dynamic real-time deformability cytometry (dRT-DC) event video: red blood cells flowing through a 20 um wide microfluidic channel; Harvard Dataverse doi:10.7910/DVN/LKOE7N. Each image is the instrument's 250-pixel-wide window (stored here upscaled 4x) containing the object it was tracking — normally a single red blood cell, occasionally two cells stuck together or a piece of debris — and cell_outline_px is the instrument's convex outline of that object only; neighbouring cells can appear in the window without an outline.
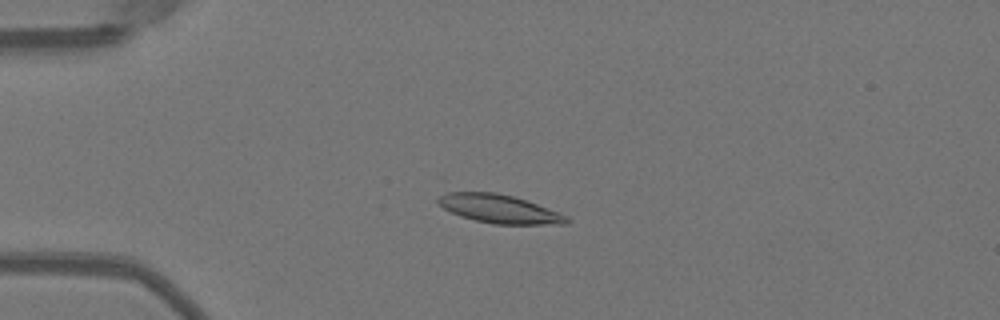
{"species": "Egyptian fruit bat (a non-hibernating species)", "species_latin": "Rousettus aegyptiacus", "temperature_condition": "warm", "stored_images_in_passage": 25, "camera_frame_rate_fps": 3000, "um_per_image_px": 0.085, "animal": {"sex": "female"}, "frame": {"image": 1, "passage_image": 14, "time_ms": 4.333, "image_size_px": [1000, 320], "cell_outline_px": [[568, 224], [492, 224], [472, 220], [460, 216], [444, 208], [436, 200], [440, 196], [448, 192], [496, 192], [512, 196], [536, 204], [568, 216]], "centroid_in_image_um": [42.41, 17.76], "position_along_channel_um": 42.6, "area_um2": 21.1}}
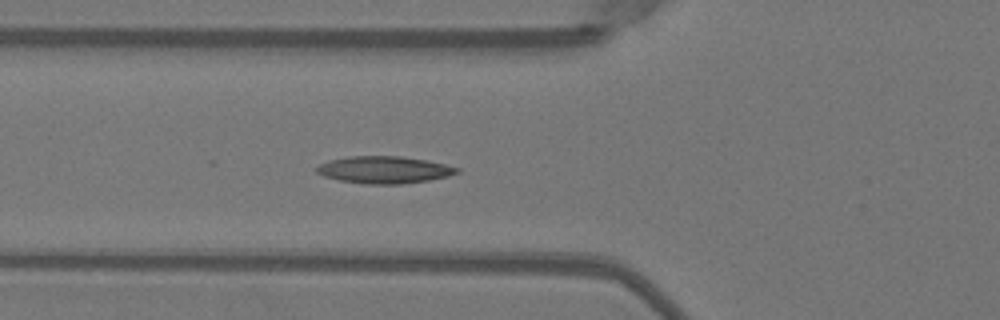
{"frame": {"image": 2, "passage_image": 20, "time_ms": 6.333, "image_size_px": [1000, 320], "cell_outline_px": [[460, 172], [448, 176], [428, 180], [400, 184], [364, 184], [340, 180], [324, 176], [316, 172], [316, 168], [320, 164], [328, 160], [348, 156], [400, 156], [428, 160], [460, 168]], "centroid_in_image_um": [32.66, 14.43], "position_along_channel_um": 93.1, "area_um2": 22.2}}
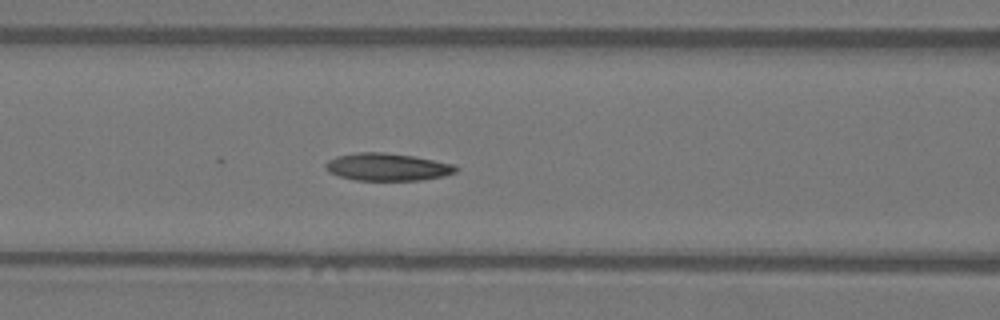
{"frame": {"image": 3, "passage_image": 23, "time_ms": 7.333, "image_size_px": [1000, 320], "cell_outline_px": [[460, 168], [456, 172], [444, 176], [420, 180], [356, 180], [340, 176], [328, 172], [324, 168], [324, 164], [328, 160], [336, 156], [360, 152], [384, 152], [416, 156], [456, 164]], "centroid_in_image_um": [32.96, 14.18], "position_along_channel_um": 133.6, "area_um2": 21.15}}